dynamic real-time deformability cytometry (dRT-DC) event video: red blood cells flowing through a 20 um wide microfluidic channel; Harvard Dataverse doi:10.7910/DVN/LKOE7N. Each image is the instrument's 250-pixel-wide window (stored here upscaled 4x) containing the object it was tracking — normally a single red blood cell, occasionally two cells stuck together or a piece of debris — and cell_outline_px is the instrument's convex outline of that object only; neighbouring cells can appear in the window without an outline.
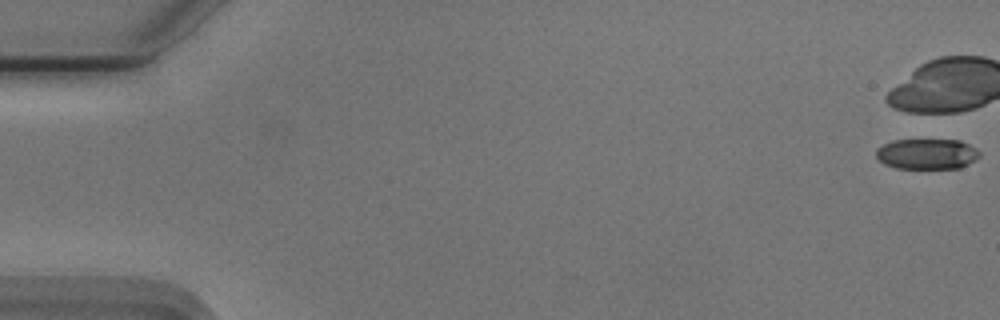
{"species": "Egyptian fruit bat (a non-hibernating species)", "species_latin": "Rousettus aegyptiacus", "temperature_condition": "cold", "stored_images_in_passage": 10, "camera_frame_rate_fps": 3000, "um_per_image_px": 0.085, "animal": {"sex": "male"}, "frame": {"image": 1, "passage_image": 1, "time_ms": 0.0, "image_size_px": [1000, 320], "cell_outline_px": [[980, 156], [976, 160], [960, 168], [896, 168], [884, 164], [876, 156], [876, 148], [892, 140], [960, 140], [976, 148], [980, 152]], "centroid_in_image_um": [78.8, 13.08], "position_along_channel_um": 6.2, "area_um2": 18.44}}